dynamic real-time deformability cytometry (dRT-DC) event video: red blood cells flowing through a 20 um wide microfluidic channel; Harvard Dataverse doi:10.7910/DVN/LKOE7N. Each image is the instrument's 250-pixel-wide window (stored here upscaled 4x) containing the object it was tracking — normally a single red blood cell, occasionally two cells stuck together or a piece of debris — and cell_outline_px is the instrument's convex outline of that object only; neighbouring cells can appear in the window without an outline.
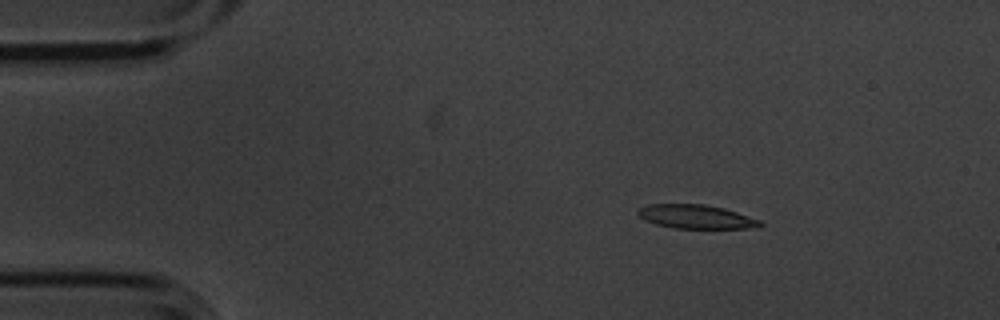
{"species": "common noctule bat (a hibernating species)", "species_latin": "Nyctalus noctula", "temperature_condition": "cold", "stored_images_in_passage": 4, "camera_frame_rate_fps": 3000, "um_per_image_px": 0.085, "animal": {"sex": "male", "body_mass_g": 20.1, "forearm_length_mm": 53.5}, "frame": {"image": 1, "passage_image": 2, "time_ms": 0.333, "image_size_px": [1000, 320], "cell_outline_px": [[764, 224], [748, 228], [672, 228], [656, 224], [644, 220], [636, 212], [640, 208], [648, 204], [704, 204], [724, 208], [760, 220]], "centroid_in_image_um": [59.12, 18.41], "position_along_channel_um": 25.9, "area_um2": 16.82}}